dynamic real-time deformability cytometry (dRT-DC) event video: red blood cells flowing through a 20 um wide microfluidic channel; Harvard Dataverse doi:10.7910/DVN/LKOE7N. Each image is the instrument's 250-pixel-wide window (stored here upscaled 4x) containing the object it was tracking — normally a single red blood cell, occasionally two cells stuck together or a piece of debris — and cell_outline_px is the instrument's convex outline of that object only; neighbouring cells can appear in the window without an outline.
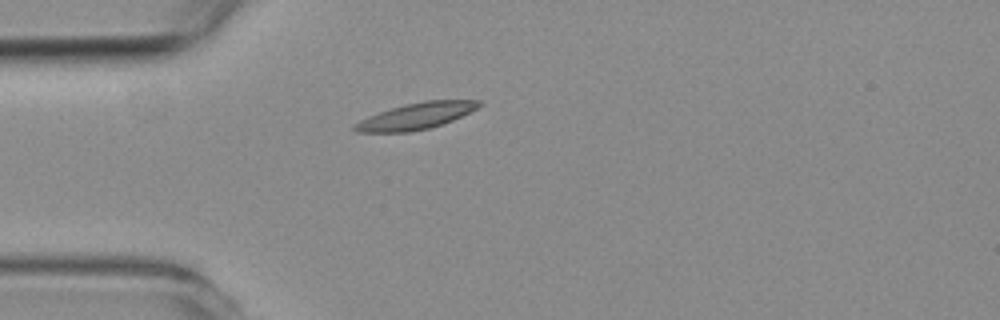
{"species": "common noctule bat (a hibernating species)", "species_latin": "Nyctalus noctula", "temperature_condition": "room temperature", "stored_images_in_passage": 2, "camera_frame_rate_fps": 3000, "um_per_image_px": 0.085, "animal": {"sex": "female", "body_mass_g": 19.3, "forearm_length_mm": 54.1}, "frame": {"image": 1, "passage_image": 1, "time_ms": 0.0, "image_size_px": [1000, 320], "cell_outline_px": [[484, 104], [452, 120], [428, 128], [408, 132], [356, 132], [352, 128], [352, 124], [368, 116], [404, 104], [424, 100], [480, 100]], "centroid_in_image_um": [35.33, 9.86], "position_along_channel_um": 49.7, "area_um2": 18.9}}